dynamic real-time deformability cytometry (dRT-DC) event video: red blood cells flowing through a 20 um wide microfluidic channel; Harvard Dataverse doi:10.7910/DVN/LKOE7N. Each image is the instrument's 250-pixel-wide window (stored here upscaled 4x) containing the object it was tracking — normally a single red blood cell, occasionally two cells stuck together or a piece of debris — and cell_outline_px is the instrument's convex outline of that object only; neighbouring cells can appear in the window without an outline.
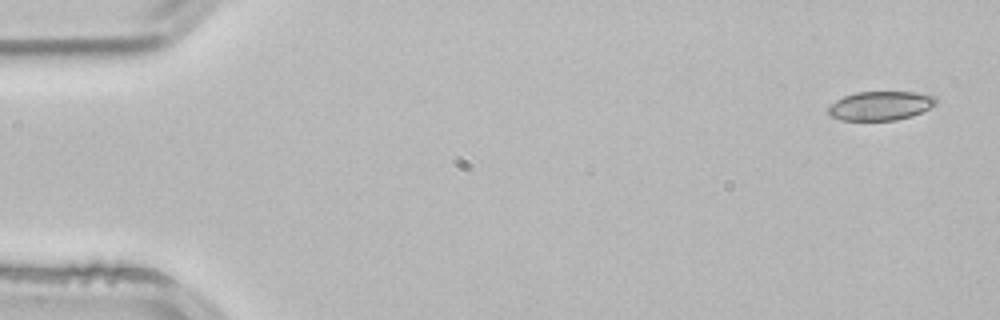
{"species": "common noctule bat (a hibernating species)", "species_latin": "Nyctalus noctula", "temperature_condition": "room temperature", "stored_images_in_passage": 4, "camera_frame_rate_fps": 3000, "um_per_image_px": 0.085, "animal": {"sex": "male", "body_mass_g": 21.5, "forearm_length_mm": 52.0}, "frame": {"image": 1, "passage_image": 1, "time_ms": 0.0, "image_size_px": [1000, 320], "cell_outline_px": [[936, 104], [912, 116], [896, 120], [840, 120], [832, 116], [828, 112], [828, 108], [836, 100], [844, 96], [856, 92], [916, 92], [936, 96]], "centroid_in_image_um": [74.85, 8.98], "position_along_channel_um": 10.2, "area_um2": 18.09}}
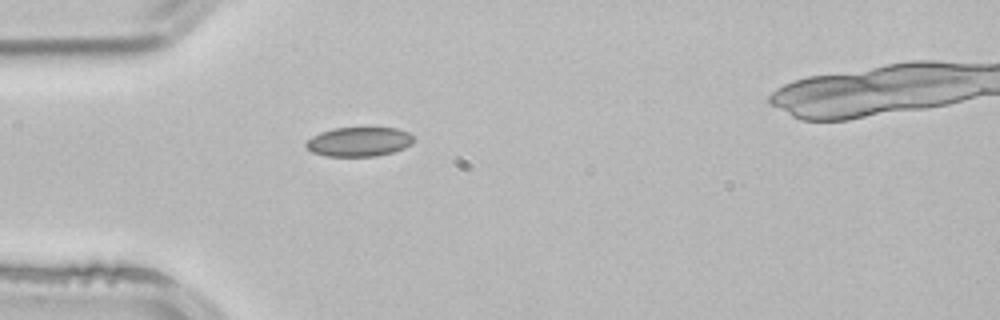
{"frame": {"image": 2, "passage_image": 4, "time_ms": 1.0, "image_size_px": [1000, 320], "cell_outline_px": [[416, 140], [412, 144], [404, 148], [392, 152], [376, 156], [324, 156], [312, 152], [304, 144], [312, 136], [320, 132], [332, 128], [396, 128], [408, 132]], "centroid_in_image_um": [30.52, 12.05], "position_along_channel_um": 54.5, "area_um2": 18.44}}